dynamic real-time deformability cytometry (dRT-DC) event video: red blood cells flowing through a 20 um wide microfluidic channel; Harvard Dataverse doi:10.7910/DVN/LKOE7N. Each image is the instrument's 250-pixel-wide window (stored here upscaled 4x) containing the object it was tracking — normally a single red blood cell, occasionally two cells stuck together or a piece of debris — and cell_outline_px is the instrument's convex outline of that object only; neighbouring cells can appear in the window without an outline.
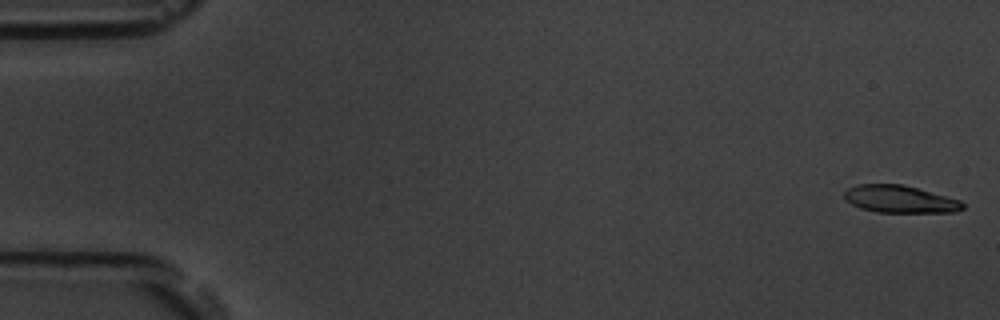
{"species": "common noctule bat (a hibernating species)", "species_latin": "Nyctalus noctula", "temperature_condition": "room temperature", "stored_images_in_passage": 55, "camera_frame_rate_fps": 3000, "um_per_image_px": 0.085, "animal": {"sex": "male", "body_mass_g": 19.5, "forearm_length_mm": 54.6}, "frame": {"image": 1, "passage_image": 1, "time_ms": 0.0, "image_size_px": [1000, 320], "cell_outline_px": [[964, 208], [956, 212], [876, 212], [860, 208], [852, 204], [844, 196], [844, 192], [848, 188], [856, 184], [900, 184], [916, 188], [960, 200], [964, 204]], "centroid_in_image_um": [76.48, 16.93], "position_along_channel_um": 8.5, "area_um2": 18.67}}
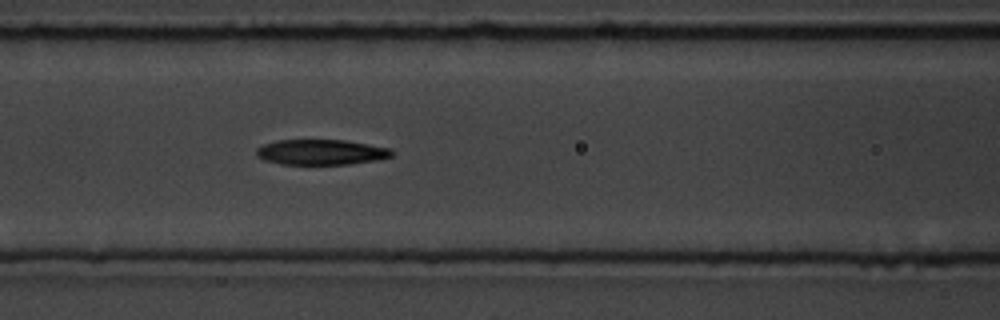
{"frame": {"image": 2, "passage_image": 23, "time_ms": 7.333, "image_size_px": [1000, 320], "cell_outline_px": [[392, 156], [376, 160], [348, 164], [280, 164], [264, 160], [256, 156], [256, 148], [264, 144], [276, 140], [344, 140], [392, 148]], "centroid_in_image_um": [27.27, 12.93], "position_along_channel_um": 139.3, "area_um2": 20.0}}
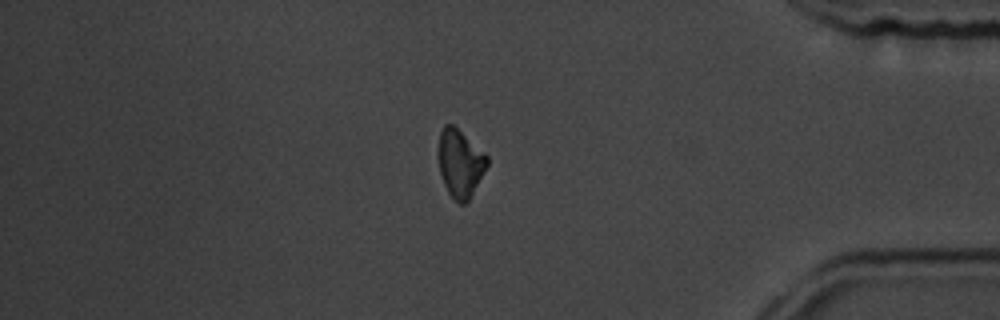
{"frame": {"image": 3, "passage_image": 46, "time_ms": 15.0, "image_size_px": [1000, 320], "cell_outline_px": [[488, 164], [468, 200], [464, 204], [460, 204], [448, 192], [444, 184], [440, 172], [440, 132], [444, 124], [452, 124], [484, 152], [488, 156]], "centroid_in_image_um": [39.13, 13.87], "position_along_channel_um": 396.1, "area_um2": 18.55}, "authors_computed_cell_mechanics": {"area_um2": 19.941, "velocity_mm_per_s": 3.7489, "shape_relaxation_time_tau1_ms": 2.7493, "shape_relaxation_time_tau2_ms": null, "deformation_change_tau1": 0.1218, "deformation_change_tau2": null}}